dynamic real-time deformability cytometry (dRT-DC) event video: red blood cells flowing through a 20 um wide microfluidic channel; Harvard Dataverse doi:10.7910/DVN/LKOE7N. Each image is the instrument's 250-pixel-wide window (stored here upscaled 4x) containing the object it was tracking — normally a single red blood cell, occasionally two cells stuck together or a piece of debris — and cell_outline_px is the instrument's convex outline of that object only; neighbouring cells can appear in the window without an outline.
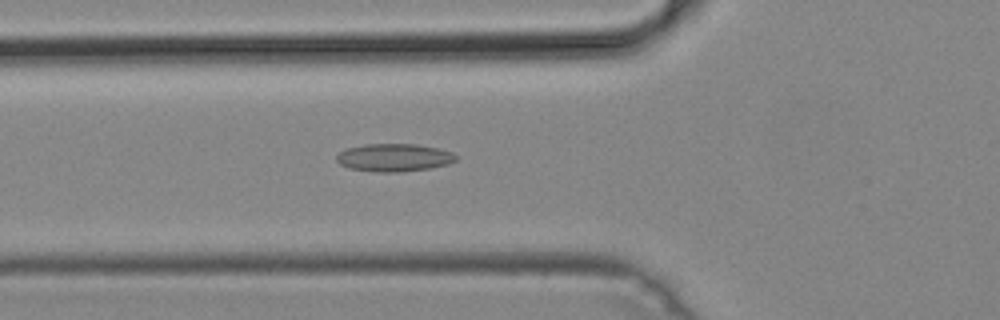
{"species": "common noctule bat (a hibernating species)", "species_latin": "Nyctalus noctula", "temperature_condition": "cold", "stored_images_in_passage": 46, "camera_frame_rate_fps": 3000, "um_per_image_px": 0.085, "animal": {"sex": "male", "body_mass_g": 19.2, "forearm_length_mm": 51.8}, "frame": {"image": 1, "passage_image": 14, "time_ms": 4.333, "image_size_px": [1000, 320], "cell_outline_px": [[456, 160], [448, 164], [428, 168], [400, 172], [376, 172], [348, 168], [340, 164], [336, 160], [336, 156], [344, 148], [364, 144], [416, 144], [436, 148], [452, 152], [456, 156]], "centroid_in_image_um": [33.44, 13.39], "position_along_channel_um": 92.4, "area_um2": 19.36}}
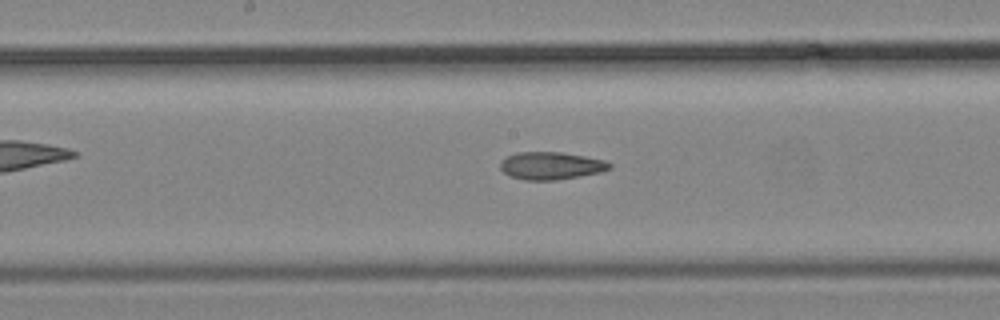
{"frame": {"image": 2, "passage_image": 22, "time_ms": 7.0, "image_size_px": [1000, 320], "cell_outline_px": [[612, 168], [600, 172], [580, 176], [556, 180], [524, 180], [512, 176], [504, 172], [500, 168], [500, 160], [516, 152], [560, 152], [584, 156], [604, 160], [612, 164]], "centroid_in_image_um": [46.83, 14.08], "position_along_channel_um": 201.4, "area_um2": 17.51}}
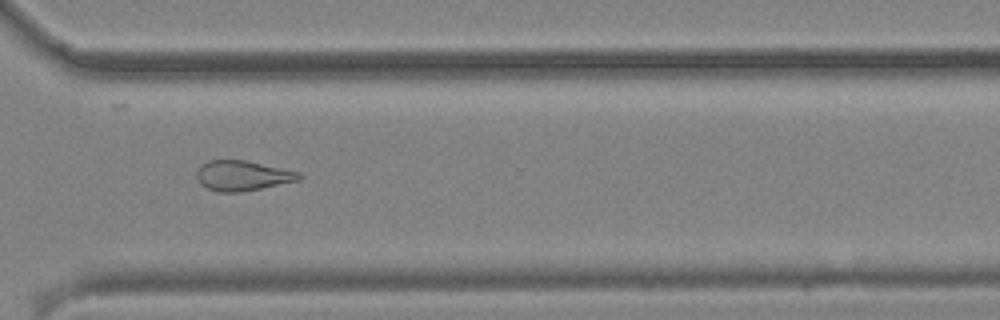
{"frame": {"image": 3, "passage_image": 33, "time_ms": 10.667, "image_size_px": [1000, 320], "cell_outline_px": [[304, 176], [300, 180], [240, 192], [220, 192], [208, 188], [200, 184], [196, 176], [196, 172], [200, 164], [208, 160], [244, 160], [300, 172]], "centroid_in_image_um": [20.6, 14.92], "position_along_channel_um": 350.0, "area_um2": 17.92}}